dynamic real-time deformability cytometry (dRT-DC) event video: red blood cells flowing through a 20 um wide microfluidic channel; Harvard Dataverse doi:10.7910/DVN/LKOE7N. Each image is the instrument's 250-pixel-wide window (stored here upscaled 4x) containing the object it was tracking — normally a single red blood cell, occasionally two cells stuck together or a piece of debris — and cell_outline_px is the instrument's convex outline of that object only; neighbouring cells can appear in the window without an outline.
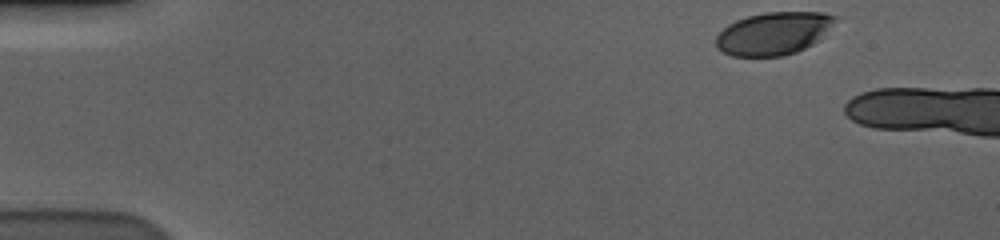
{"species": "human", "species_latin": "Homo sapiens", "temperature_condition": "cold", "stored_images_in_passage": 6, "camera_frame_rate_fps": 3000, "um_per_image_px": 0.085, "donor": {"sex": "male"}, "frame": {"image": 1, "passage_image": 1, "time_ms": 0.0, "image_size_px": [1000, 240], "cell_outline_px": [[836, 20], [820, 40], [796, 52], [784, 56], [732, 56], [716, 48], [716, 36], [728, 24], [736, 20], [748, 16], [764, 12], [820, 12], [836, 16]], "centroid_in_image_um": [65.75, 2.84], "position_along_channel_um": 19.3, "area_um2": 29.65}}